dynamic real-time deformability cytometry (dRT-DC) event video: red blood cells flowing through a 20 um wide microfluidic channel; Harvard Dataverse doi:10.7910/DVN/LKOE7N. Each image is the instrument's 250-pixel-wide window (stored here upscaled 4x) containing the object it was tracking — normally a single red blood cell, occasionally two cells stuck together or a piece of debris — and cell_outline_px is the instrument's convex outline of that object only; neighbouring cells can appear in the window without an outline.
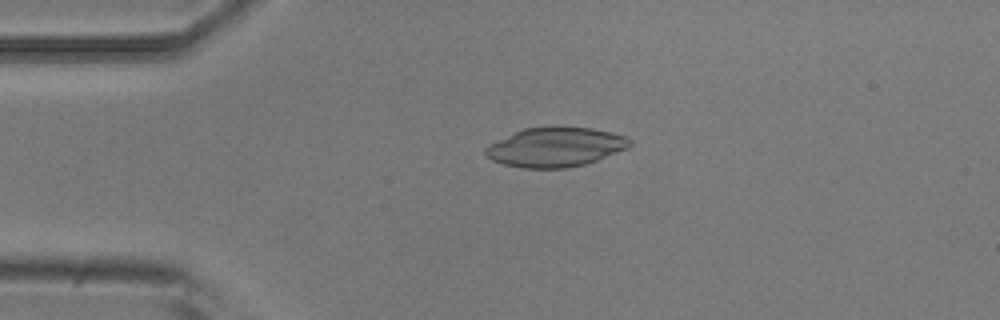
{"species": "common noctule bat (a hibernating species)", "species_latin": "Nyctalus noctula", "temperature_condition": "room temperature", "stored_images_in_passage": 5, "camera_frame_rate_fps": 3000, "um_per_image_px": 0.085, "animal": {"sex": "male", "body_mass_g": 20.5, "forearm_length_mm": 52.5}, "frame": {"image": 1, "passage_image": 4, "time_ms": 1.0, "image_size_px": [1000, 320], "cell_outline_px": [[632, 144], [628, 148], [596, 160], [584, 164], [568, 168], [524, 168], [504, 164], [492, 160], [484, 152], [484, 148], [488, 144], [524, 128], [556, 124], [592, 128], [612, 132], [624, 136], [632, 140]], "centroid_in_image_um": [47.22, 12.47], "position_along_channel_um": 37.8, "area_um2": 33.64}}